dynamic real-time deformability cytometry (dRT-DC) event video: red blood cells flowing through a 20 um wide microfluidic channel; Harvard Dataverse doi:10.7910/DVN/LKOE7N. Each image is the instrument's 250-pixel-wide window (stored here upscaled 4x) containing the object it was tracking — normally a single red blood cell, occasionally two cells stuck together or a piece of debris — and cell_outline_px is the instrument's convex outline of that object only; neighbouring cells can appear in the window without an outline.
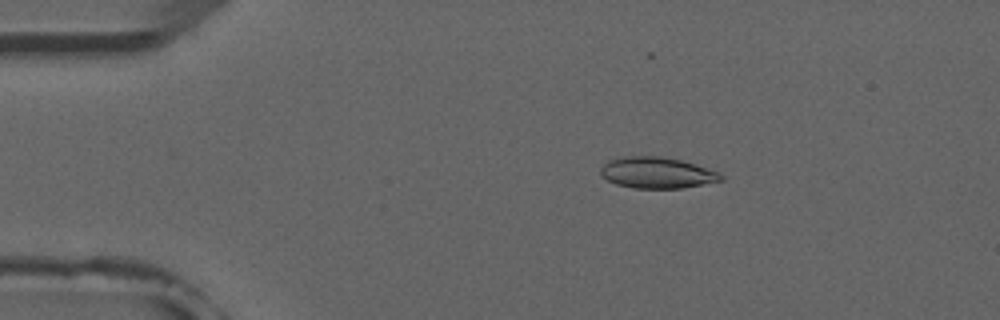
{"species": "common noctule bat (a hibernating species)", "species_latin": "Nyctalus noctula", "temperature_condition": "room temperature", "stored_images_in_passage": 7, "camera_frame_rate_fps": 3000, "um_per_image_px": 0.085, "animal": {"sex": "male", "forearm_length_mm": 52.5}, "frame": {"image": 1, "passage_image": 2, "time_ms": 2.0, "image_size_px": [1000, 320], "cell_outline_px": [[724, 180], [680, 188], [636, 188], [616, 184], [608, 180], [600, 172], [600, 168], [608, 160], [624, 156], [660, 156], [680, 160], [720, 172], [724, 176]], "centroid_in_image_um": [55.85, 14.68], "position_along_channel_um": 29.2, "area_um2": 21.68}}
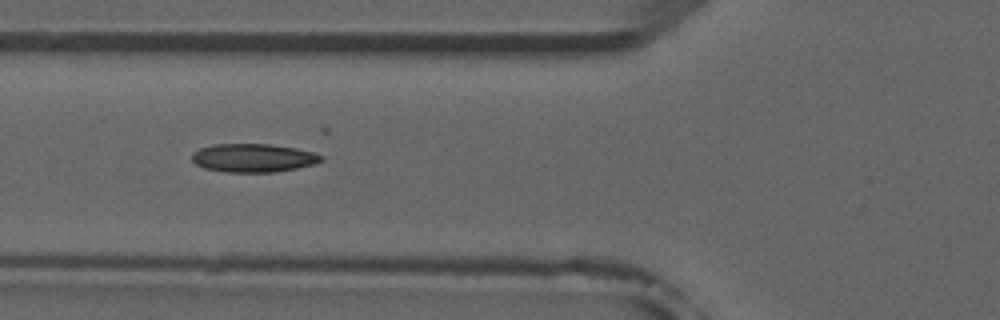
{"frame": {"image": 2, "passage_image": 5, "time_ms": 5.333, "image_size_px": [1000, 320], "cell_outline_px": [[324, 160], [316, 164], [276, 172], [224, 172], [204, 168], [196, 164], [192, 160], [192, 152], [200, 148], [216, 144], [268, 144], [296, 148], [312, 152], [324, 156]], "centroid_in_image_um": [21.54, 13.43], "position_along_channel_um": 104.3, "area_um2": 21.5}}
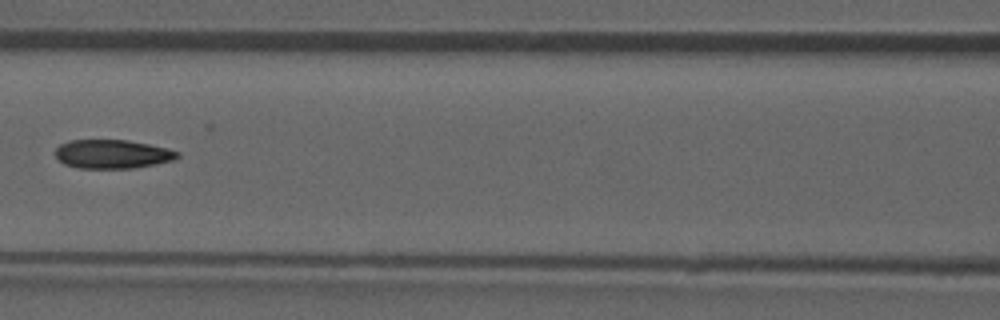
{"frame": {"image": 3, "passage_image": 6, "time_ms": 6.667, "image_size_px": [1000, 320], "cell_outline_px": [[180, 156], [176, 160], [136, 168], [76, 168], [64, 164], [56, 156], [56, 148], [60, 144], [68, 140], [128, 140], [148, 144], [180, 152]], "centroid_in_image_um": [9.56, 13.1], "position_along_channel_um": 157.0, "area_um2": 20.58}}